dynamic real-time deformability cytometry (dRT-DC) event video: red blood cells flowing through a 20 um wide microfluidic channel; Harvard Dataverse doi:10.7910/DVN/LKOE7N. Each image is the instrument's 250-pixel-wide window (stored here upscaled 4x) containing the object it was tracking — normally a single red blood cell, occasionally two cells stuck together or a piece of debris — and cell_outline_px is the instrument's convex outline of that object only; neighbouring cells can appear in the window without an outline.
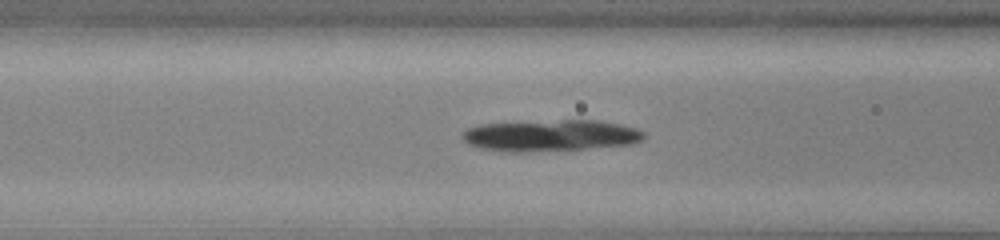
{"species": "common noctule bat (a hibernating species)", "species_latin": "Nyctalus noctula", "temperature_condition": "cold", "stored_images_in_passage": 48, "camera_frame_rate_fps": 3000, "um_per_image_px": 0.085, "animal": {"sex": "male", "body_mass_g": 13.0, "forearm_length_mm": 53.1}, "frame": {"image": 1, "passage_image": 22, "time_ms": 7.0, "image_size_px": [1000, 240], "cell_outline_px": [[644, 140], [632, 144], [584, 148], [528, 152], [504, 152], [484, 148], [468, 144], [460, 136], [468, 128], [480, 124], [564, 120], [596, 120], [636, 128], [644, 132]], "centroid_in_image_um": [46.78, 11.52], "position_along_channel_um": 119.8, "area_um2": 32.95}}
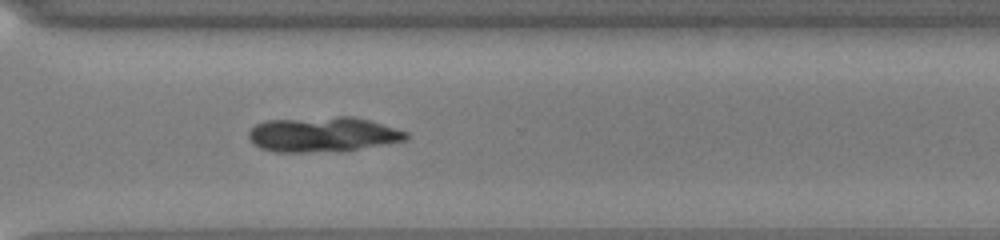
{"frame": {"image": 2, "passage_image": 39, "time_ms": 12.667, "image_size_px": [1000, 240], "cell_outline_px": [[408, 140], [344, 152], [272, 152], [260, 148], [252, 144], [248, 140], [248, 132], [256, 124], [268, 120], [336, 116], [352, 116], [368, 120], [396, 128], [408, 132]], "centroid_in_image_um": [27.44, 11.44], "position_along_channel_um": 343.2, "area_um2": 32.77}}
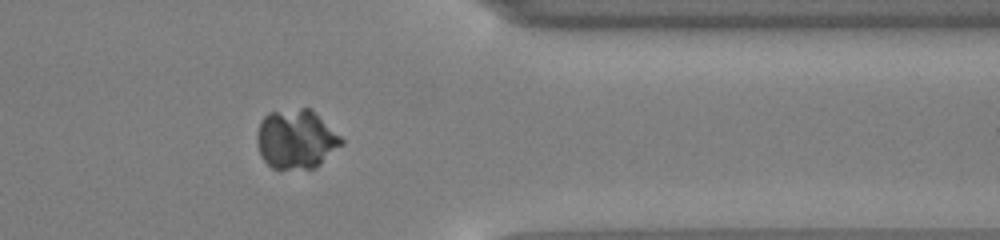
{"frame": {"image": 3, "passage_image": 43, "time_ms": 14.0, "image_size_px": [1000, 240], "cell_outline_px": [[344, 144], [316, 168], [272, 168], [260, 156], [256, 144], [256, 132], [260, 120], [268, 112], [300, 108], [308, 108], [340, 136], [344, 140]], "centroid_in_image_um": [25.13, 11.84], "position_along_channel_um": 386.3, "area_um2": 29.13}}